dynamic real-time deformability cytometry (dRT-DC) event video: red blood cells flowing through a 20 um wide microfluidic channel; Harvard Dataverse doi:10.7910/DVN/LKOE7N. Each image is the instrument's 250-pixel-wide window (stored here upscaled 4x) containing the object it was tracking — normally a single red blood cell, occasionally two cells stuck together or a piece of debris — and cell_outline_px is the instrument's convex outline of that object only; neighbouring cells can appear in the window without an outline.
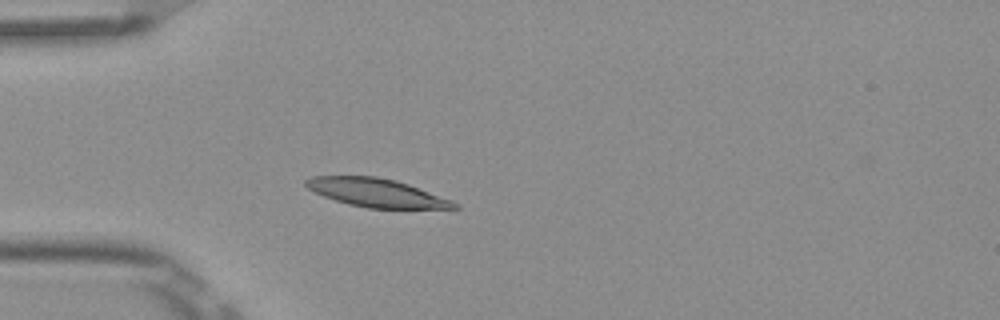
{"species": "Egyptian fruit bat (a non-hibernating species)", "species_latin": "Rousettus aegyptiacus", "temperature_condition": "room temperature", "stored_images_in_passage": 3, "camera_frame_rate_fps": 3000, "um_per_image_px": 0.085, "frame": {"image": 1, "passage_image": 3, "time_ms": 0.667, "image_size_px": [1000, 320], "cell_outline_px": [[460, 208], [456, 212], [368, 208], [348, 204], [324, 196], [308, 188], [304, 184], [304, 180], [312, 176], [376, 176], [396, 180], [408, 184], [452, 200]], "centroid_in_image_um": [32.21, 16.45], "position_along_channel_um": 52.8, "area_um2": 25.61}}